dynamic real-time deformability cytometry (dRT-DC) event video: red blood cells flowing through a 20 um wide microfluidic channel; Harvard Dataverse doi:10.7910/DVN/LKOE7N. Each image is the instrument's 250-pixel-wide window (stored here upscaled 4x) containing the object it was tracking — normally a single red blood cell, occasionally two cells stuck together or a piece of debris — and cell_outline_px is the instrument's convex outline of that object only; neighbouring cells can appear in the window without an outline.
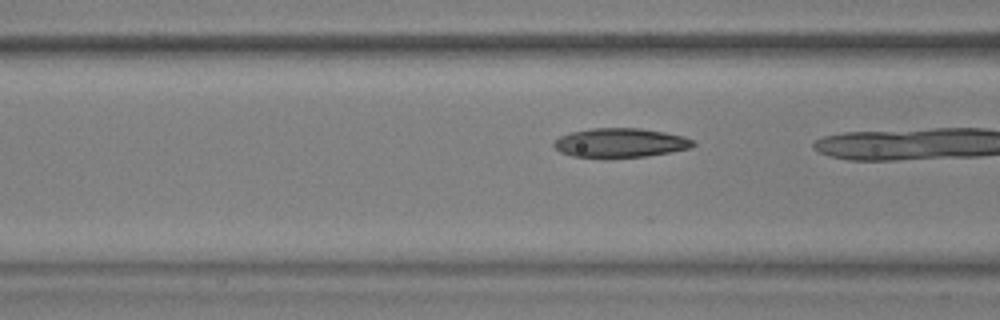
{"species": "common noctule bat (a hibernating species)", "species_latin": "Nyctalus noctula", "temperature_condition": "warm", "stored_images_in_passage": 20, "camera_frame_rate_fps": 3000, "um_per_image_px": 0.085, "animal": {"sex": "male", "body_mass_g": 17.9, "forearm_length_mm": 54.2}, "frame": {"image": 1, "passage_image": 19, "time_ms": 6.0, "image_size_px": [1000, 320], "cell_outline_px": [[696, 144], [692, 148], [648, 156], [608, 160], [604, 160], [572, 156], [560, 152], [552, 144], [560, 136], [572, 132], [592, 128], [640, 128], [664, 132], [684, 136], [696, 140]], "centroid_in_image_um": [52.74, 12.18], "position_along_channel_um": 113.9, "area_um2": 24.51}}